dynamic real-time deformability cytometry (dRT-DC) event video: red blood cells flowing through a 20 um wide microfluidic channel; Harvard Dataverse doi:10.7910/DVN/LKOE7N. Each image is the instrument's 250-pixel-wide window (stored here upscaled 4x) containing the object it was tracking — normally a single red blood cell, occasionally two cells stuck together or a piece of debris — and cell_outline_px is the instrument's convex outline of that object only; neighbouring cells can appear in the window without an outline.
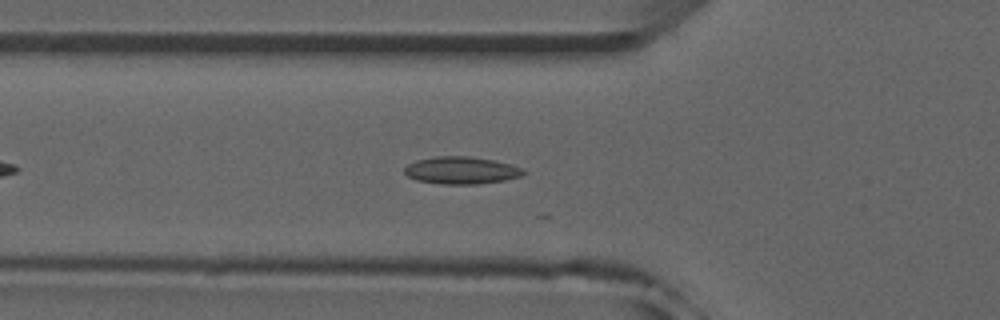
{"species": "common noctule bat (a hibernating species)", "species_latin": "Nyctalus noctula", "temperature_condition": "room temperature", "stored_images_in_passage": 13, "camera_frame_rate_fps": 3000, "um_per_image_px": 0.085, "animal": {"sex": "male", "forearm_length_mm": 52.5}, "frame": {"image": 1, "passage_image": 9, "time_ms": 2.667, "image_size_px": [1000, 320], "cell_outline_px": [[524, 176], [504, 180], [480, 184], [440, 184], [416, 180], [408, 176], [404, 172], [404, 168], [408, 164], [416, 160], [436, 156], [468, 156], [492, 160], [512, 164], [524, 168]], "centroid_in_image_um": [39.23, 14.48], "position_along_channel_um": 86.6, "area_um2": 19.07}}
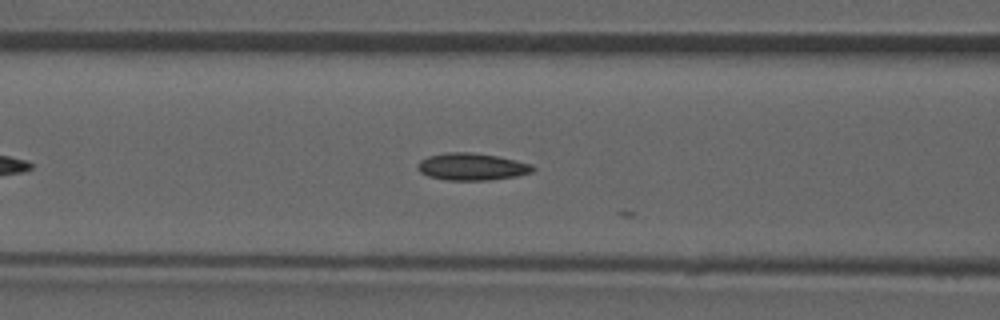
{"frame": {"image": 2, "passage_image": 12, "time_ms": 3.667, "image_size_px": [1000, 320], "cell_outline_px": [[536, 168], [532, 172], [516, 176], [488, 180], [448, 180], [428, 176], [420, 172], [416, 168], [416, 164], [420, 160], [428, 156], [448, 152], [472, 152], [496, 156], [516, 160], [532, 164]], "centroid_in_image_um": [40.09, 14.16], "position_along_channel_um": 126.5, "area_um2": 18.26}}